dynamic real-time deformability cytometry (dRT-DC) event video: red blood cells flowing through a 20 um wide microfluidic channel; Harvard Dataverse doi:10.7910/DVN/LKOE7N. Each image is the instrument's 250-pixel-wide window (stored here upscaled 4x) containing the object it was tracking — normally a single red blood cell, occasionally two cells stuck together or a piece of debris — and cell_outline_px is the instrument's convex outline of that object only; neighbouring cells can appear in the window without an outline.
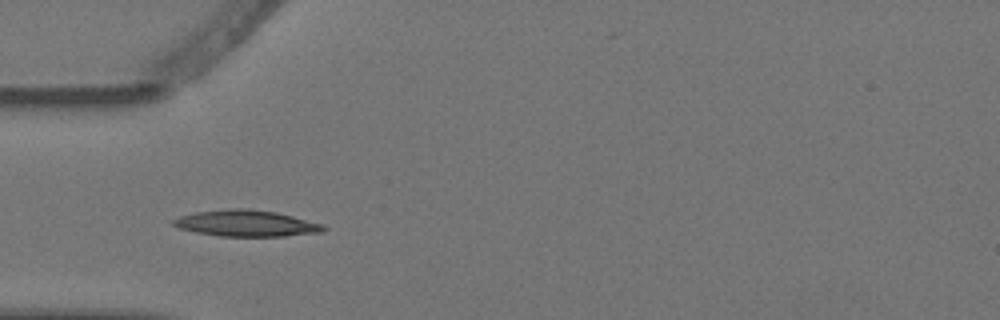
{"species": "Egyptian fruit bat (a non-hibernating species)", "species_latin": "Rousettus aegyptiacus", "temperature_condition": "warm", "stored_images_in_passage": 5, "camera_frame_rate_fps": 3000, "um_per_image_px": 0.085, "animal": {"sex": "female"}, "frame": {"image": 1, "passage_image": 4, "time_ms": 1.0, "image_size_px": [1000, 320], "cell_outline_px": [[328, 228], [324, 232], [284, 236], [220, 236], [196, 232], [180, 228], [172, 224], [172, 220], [180, 216], [196, 212], [232, 208], [244, 208], [276, 212], [324, 224]], "centroid_in_image_um": [20.98, 18.98], "position_along_channel_um": 64.0, "area_um2": 22.95}}